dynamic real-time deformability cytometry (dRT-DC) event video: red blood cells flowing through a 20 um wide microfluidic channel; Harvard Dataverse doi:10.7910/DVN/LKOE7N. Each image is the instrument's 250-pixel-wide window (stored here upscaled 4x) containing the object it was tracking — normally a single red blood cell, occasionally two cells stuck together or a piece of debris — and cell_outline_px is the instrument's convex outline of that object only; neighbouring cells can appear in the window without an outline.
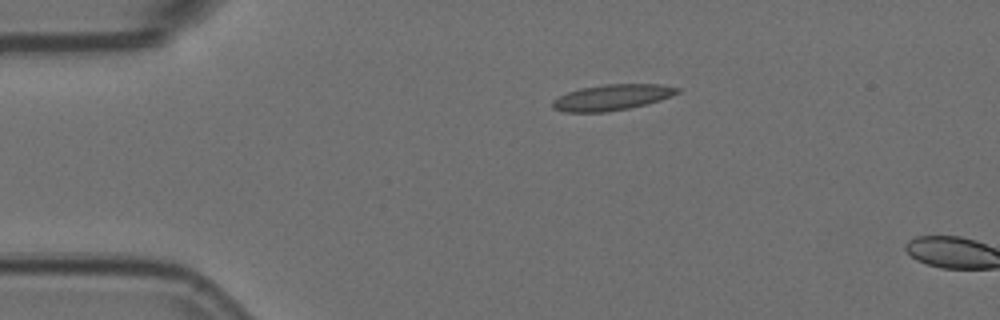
{"species": "Egyptian fruit bat (a non-hibernating species)", "species_latin": "Rousettus aegyptiacus", "temperature_condition": "room temperature", "stored_images_in_passage": 3, "camera_frame_rate_fps": 3000, "um_per_image_px": 0.085, "animal": {"sex": "female"}, "frame": {"image": 1, "passage_image": 1, "time_ms": 0.0, "image_size_px": [1000, 320], "cell_outline_px": [[680, 92], [660, 100], [628, 108], [608, 112], [564, 112], [552, 108], [552, 100], [568, 92], [580, 88], [604, 84], [660, 84], [680, 88]], "centroid_in_image_um": [52.0, 8.27], "position_along_channel_um": 33.0, "area_um2": 18.73}}